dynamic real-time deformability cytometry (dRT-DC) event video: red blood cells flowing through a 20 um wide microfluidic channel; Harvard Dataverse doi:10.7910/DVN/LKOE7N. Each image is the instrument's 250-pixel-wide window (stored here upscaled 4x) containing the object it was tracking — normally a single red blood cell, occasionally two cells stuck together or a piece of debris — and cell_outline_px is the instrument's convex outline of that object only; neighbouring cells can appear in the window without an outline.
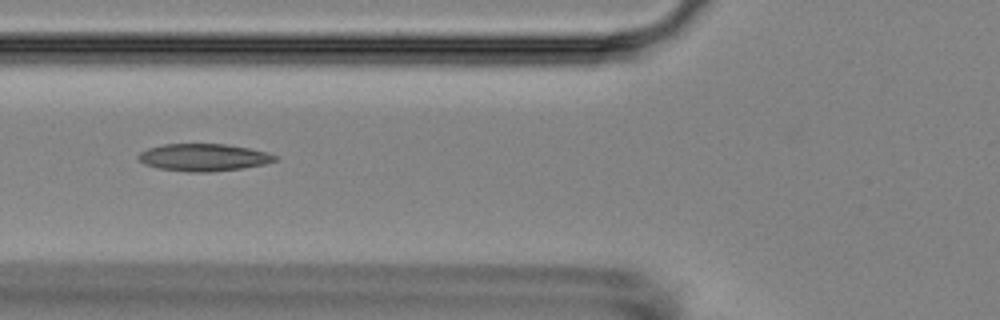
{"species": "Egyptian fruit bat (a non-hibernating species)", "species_latin": "Rousettus aegyptiacus", "temperature_condition": "room temperature", "stored_images_in_passage": 9, "camera_frame_rate_fps": 3000, "um_per_image_px": 0.085, "animal": {"sex": "female"}, "frame": {"image": 1, "passage_image": 6, "time_ms": 6.333, "image_size_px": [1000, 320], "cell_outline_px": [[280, 160], [264, 164], [244, 168], [208, 172], [188, 172], [156, 168], [144, 164], [136, 156], [140, 152], [148, 148], [164, 144], [224, 144], [248, 148], [268, 152], [280, 156]], "centroid_in_image_um": [17.34, 13.38], "position_along_channel_um": 108.5, "area_um2": 21.96}}
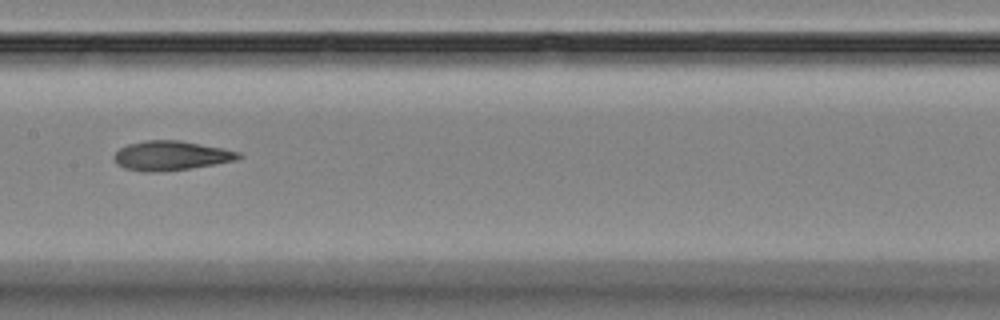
{"frame": {"image": 2, "passage_image": 8, "time_ms": 8.667, "image_size_px": [1000, 320], "cell_outline_px": [[244, 156], [236, 160], [188, 168], [156, 172], [144, 172], [124, 168], [116, 164], [112, 156], [120, 148], [128, 144], [144, 140], [180, 140], [224, 148], [240, 152]], "centroid_in_image_um": [14.51, 13.22], "position_along_channel_um": 192.9, "area_um2": 21.39}}
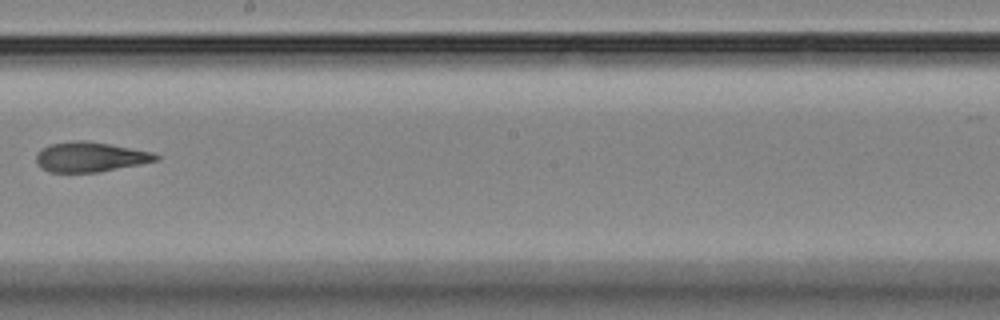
{"frame": {"image": 3, "passage_image": 9, "time_ms": 10.0, "image_size_px": [1000, 320], "cell_outline_px": [[160, 160], [100, 172], [48, 172], [40, 168], [36, 164], [36, 156], [44, 148], [52, 144], [80, 140], [84, 140], [108, 144], [152, 152], [160, 156]], "centroid_in_image_um": [7.68, 13.36], "position_along_channel_um": 240.5, "area_um2": 20.63}}